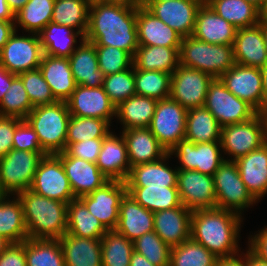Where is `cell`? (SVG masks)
<instances>
[{"label": "cell", "instance_id": "e575fe53", "mask_svg": "<svg viewBox=\"0 0 267 266\" xmlns=\"http://www.w3.org/2000/svg\"><path fill=\"white\" fill-rule=\"evenodd\" d=\"M158 100L146 96L134 95L116 106V116L123 129L149 127L155 113Z\"/></svg>", "mask_w": 267, "mask_h": 266}, {"label": "cell", "instance_id": "680465c9", "mask_svg": "<svg viewBox=\"0 0 267 266\" xmlns=\"http://www.w3.org/2000/svg\"><path fill=\"white\" fill-rule=\"evenodd\" d=\"M248 248L261 260L267 262V226L259 233L250 236Z\"/></svg>", "mask_w": 267, "mask_h": 266}, {"label": "cell", "instance_id": "6da1fadb", "mask_svg": "<svg viewBox=\"0 0 267 266\" xmlns=\"http://www.w3.org/2000/svg\"><path fill=\"white\" fill-rule=\"evenodd\" d=\"M137 9L92 0L85 39L95 46H111L126 51L132 58L138 48Z\"/></svg>", "mask_w": 267, "mask_h": 266}, {"label": "cell", "instance_id": "ab89813d", "mask_svg": "<svg viewBox=\"0 0 267 266\" xmlns=\"http://www.w3.org/2000/svg\"><path fill=\"white\" fill-rule=\"evenodd\" d=\"M127 194L153 213L182 205L177 187H127Z\"/></svg>", "mask_w": 267, "mask_h": 266}, {"label": "cell", "instance_id": "2e32d148", "mask_svg": "<svg viewBox=\"0 0 267 266\" xmlns=\"http://www.w3.org/2000/svg\"><path fill=\"white\" fill-rule=\"evenodd\" d=\"M177 189L181 204L190 209L216 208L213 176L196 170H178Z\"/></svg>", "mask_w": 267, "mask_h": 266}, {"label": "cell", "instance_id": "7a4b0ae2", "mask_svg": "<svg viewBox=\"0 0 267 266\" xmlns=\"http://www.w3.org/2000/svg\"><path fill=\"white\" fill-rule=\"evenodd\" d=\"M241 219L242 216L217 207L193 210L190 238L217 258L238 255L240 251L237 243L243 222Z\"/></svg>", "mask_w": 267, "mask_h": 266}, {"label": "cell", "instance_id": "003e7915", "mask_svg": "<svg viewBox=\"0 0 267 266\" xmlns=\"http://www.w3.org/2000/svg\"><path fill=\"white\" fill-rule=\"evenodd\" d=\"M130 266H156V265L150 263L143 255L137 253L136 251H133L130 258Z\"/></svg>", "mask_w": 267, "mask_h": 266}, {"label": "cell", "instance_id": "7c38bea8", "mask_svg": "<svg viewBox=\"0 0 267 266\" xmlns=\"http://www.w3.org/2000/svg\"><path fill=\"white\" fill-rule=\"evenodd\" d=\"M30 190L64 203L76 199L61 160L55 154L40 160Z\"/></svg>", "mask_w": 267, "mask_h": 266}, {"label": "cell", "instance_id": "89a4df30", "mask_svg": "<svg viewBox=\"0 0 267 266\" xmlns=\"http://www.w3.org/2000/svg\"><path fill=\"white\" fill-rule=\"evenodd\" d=\"M10 9L16 14L21 10L29 0H6Z\"/></svg>", "mask_w": 267, "mask_h": 266}, {"label": "cell", "instance_id": "c3c4849f", "mask_svg": "<svg viewBox=\"0 0 267 266\" xmlns=\"http://www.w3.org/2000/svg\"><path fill=\"white\" fill-rule=\"evenodd\" d=\"M33 108L21 78L14 75L10 88L0 100V116L25 119Z\"/></svg>", "mask_w": 267, "mask_h": 266}, {"label": "cell", "instance_id": "ac0fdd59", "mask_svg": "<svg viewBox=\"0 0 267 266\" xmlns=\"http://www.w3.org/2000/svg\"><path fill=\"white\" fill-rule=\"evenodd\" d=\"M204 0L143 2V6L182 37L192 36L198 9Z\"/></svg>", "mask_w": 267, "mask_h": 266}, {"label": "cell", "instance_id": "7402d4cb", "mask_svg": "<svg viewBox=\"0 0 267 266\" xmlns=\"http://www.w3.org/2000/svg\"><path fill=\"white\" fill-rule=\"evenodd\" d=\"M235 63L262 68L267 63V49L262 27L257 25L238 28L233 43Z\"/></svg>", "mask_w": 267, "mask_h": 266}, {"label": "cell", "instance_id": "4316f807", "mask_svg": "<svg viewBox=\"0 0 267 266\" xmlns=\"http://www.w3.org/2000/svg\"><path fill=\"white\" fill-rule=\"evenodd\" d=\"M80 40L68 58L75 82L85 87H102L105 74L99 69L95 45L85 38Z\"/></svg>", "mask_w": 267, "mask_h": 266}, {"label": "cell", "instance_id": "9f6ffc18", "mask_svg": "<svg viewBox=\"0 0 267 266\" xmlns=\"http://www.w3.org/2000/svg\"><path fill=\"white\" fill-rule=\"evenodd\" d=\"M20 120L17 117L0 116V158L13 149V136Z\"/></svg>", "mask_w": 267, "mask_h": 266}, {"label": "cell", "instance_id": "f5cc1de1", "mask_svg": "<svg viewBox=\"0 0 267 266\" xmlns=\"http://www.w3.org/2000/svg\"><path fill=\"white\" fill-rule=\"evenodd\" d=\"M98 66L105 76L122 72L133 65V58L126 52L111 46H95Z\"/></svg>", "mask_w": 267, "mask_h": 266}, {"label": "cell", "instance_id": "4fadbf2b", "mask_svg": "<svg viewBox=\"0 0 267 266\" xmlns=\"http://www.w3.org/2000/svg\"><path fill=\"white\" fill-rule=\"evenodd\" d=\"M43 54L38 34L18 36L15 30L0 50V64L18 75L39 68Z\"/></svg>", "mask_w": 267, "mask_h": 266}, {"label": "cell", "instance_id": "7bdbcfd3", "mask_svg": "<svg viewBox=\"0 0 267 266\" xmlns=\"http://www.w3.org/2000/svg\"><path fill=\"white\" fill-rule=\"evenodd\" d=\"M55 0H29L15 14V24L31 34H38L51 22Z\"/></svg>", "mask_w": 267, "mask_h": 266}, {"label": "cell", "instance_id": "8992f818", "mask_svg": "<svg viewBox=\"0 0 267 266\" xmlns=\"http://www.w3.org/2000/svg\"><path fill=\"white\" fill-rule=\"evenodd\" d=\"M267 142V113H257L253 118L221 127L220 143L231 161L257 150Z\"/></svg>", "mask_w": 267, "mask_h": 266}, {"label": "cell", "instance_id": "d6986e66", "mask_svg": "<svg viewBox=\"0 0 267 266\" xmlns=\"http://www.w3.org/2000/svg\"><path fill=\"white\" fill-rule=\"evenodd\" d=\"M66 102L70 115L73 116L100 118L109 123L116 116V106L103 87L77 85Z\"/></svg>", "mask_w": 267, "mask_h": 266}, {"label": "cell", "instance_id": "753ad0ef", "mask_svg": "<svg viewBox=\"0 0 267 266\" xmlns=\"http://www.w3.org/2000/svg\"><path fill=\"white\" fill-rule=\"evenodd\" d=\"M251 2L256 7H258L261 11L265 8V0H245Z\"/></svg>", "mask_w": 267, "mask_h": 266}, {"label": "cell", "instance_id": "f907efd6", "mask_svg": "<svg viewBox=\"0 0 267 266\" xmlns=\"http://www.w3.org/2000/svg\"><path fill=\"white\" fill-rule=\"evenodd\" d=\"M130 68L119 73L107 75L103 81L102 87L115 106L136 95L134 65Z\"/></svg>", "mask_w": 267, "mask_h": 266}, {"label": "cell", "instance_id": "9a60e30c", "mask_svg": "<svg viewBox=\"0 0 267 266\" xmlns=\"http://www.w3.org/2000/svg\"><path fill=\"white\" fill-rule=\"evenodd\" d=\"M126 193V182L109 180L101 188L79 199L107 230H111L117 226L120 202Z\"/></svg>", "mask_w": 267, "mask_h": 266}, {"label": "cell", "instance_id": "b9f144b4", "mask_svg": "<svg viewBox=\"0 0 267 266\" xmlns=\"http://www.w3.org/2000/svg\"><path fill=\"white\" fill-rule=\"evenodd\" d=\"M27 266H65L62 247L58 239L25 240Z\"/></svg>", "mask_w": 267, "mask_h": 266}, {"label": "cell", "instance_id": "be15d7a7", "mask_svg": "<svg viewBox=\"0 0 267 266\" xmlns=\"http://www.w3.org/2000/svg\"><path fill=\"white\" fill-rule=\"evenodd\" d=\"M0 21H15V14L6 0H0Z\"/></svg>", "mask_w": 267, "mask_h": 266}, {"label": "cell", "instance_id": "5bb4252c", "mask_svg": "<svg viewBox=\"0 0 267 266\" xmlns=\"http://www.w3.org/2000/svg\"><path fill=\"white\" fill-rule=\"evenodd\" d=\"M220 148V141L195 144L192 141L183 139L169 154H175L178 157L181 164V167H177L178 170H196L213 176L225 161Z\"/></svg>", "mask_w": 267, "mask_h": 266}, {"label": "cell", "instance_id": "8fae6325", "mask_svg": "<svg viewBox=\"0 0 267 266\" xmlns=\"http://www.w3.org/2000/svg\"><path fill=\"white\" fill-rule=\"evenodd\" d=\"M213 79L208 73L179 65L171 74L170 98L186 110L204 107Z\"/></svg>", "mask_w": 267, "mask_h": 266}, {"label": "cell", "instance_id": "ee69618b", "mask_svg": "<svg viewBox=\"0 0 267 266\" xmlns=\"http://www.w3.org/2000/svg\"><path fill=\"white\" fill-rule=\"evenodd\" d=\"M101 240L102 266H130L133 241L115 229L107 230Z\"/></svg>", "mask_w": 267, "mask_h": 266}, {"label": "cell", "instance_id": "cb8c5ba5", "mask_svg": "<svg viewBox=\"0 0 267 266\" xmlns=\"http://www.w3.org/2000/svg\"><path fill=\"white\" fill-rule=\"evenodd\" d=\"M236 31V27L204 2L198 9L192 36L210 44L233 45Z\"/></svg>", "mask_w": 267, "mask_h": 266}, {"label": "cell", "instance_id": "f1b7e54d", "mask_svg": "<svg viewBox=\"0 0 267 266\" xmlns=\"http://www.w3.org/2000/svg\"><path fill=\"white\" fill-rule=\"evenodd\" d=\"M115 230L131 241L154 231L153 212L145 209L127 193L122 198Z\"/></svg>", "mask_w": 267, "mask_h": 266}, {"label": "cell", "instance_id": "03108f58", "mask_svg": "<svg viewBox=\"0 0 267 266\" xmlns=\"http://www.w3.org/2000/svg\"><path fill=\"white\" fill-rule=\"evenodd\" d=\"M98 1L109 4L129 6L136 9L143 6V0H98Z\"/></svg>", "mask_w": 267, "mask_h": 266}, {"label": "cell", "instance_id": "d4e9b609", "mask_svg": "<svg viewBox=\"0 0 267 266\" xmlns=\"http://www.w3.org/2000/svg\"><path fill=\"white\" fill-rule=\"evenodd\" d=\"M96 165L109 180L126 181L131 165L122 135L117 137L113 132H110L103 138Z\"/></svg>", "mask_w": 267, "mask_h": 266}, {"label": "cell", "instance_id": "34e18365", "mask_svg": "<svg viewBox=\"0 0 267 266\" xmlns=\"http://www.w3.org/2000/svg\"><path fill=\"white\" fill-rule=\"evenodd\" d=\"M262 17L267 18V3L265 4V8L262 10Z\"/></svg>", "mask_w": 267, "mask_h": 266}, {"label": "cell", "instance_id": "8c879c8a", "mask_svg": "<svg viewBox=\"0 0 267 266\" xmlns=\"http://www.w3.org/2000/svg\"><path fill=\"white\" fill-rule=\"evenodd\" d=\"M11 243L4 237L0 236V254L3 253Z\"/></svg>", "mask_w": 267, "mask_h": 266}, {"label": "cell", "instance_id": "6f0895ef", "mask_svg": "<svg viewBox=\"0 0 267 266\" xmlns=\"http://www.w3.org/2000/svg\"><path fill=\"white\" fill-rule=\"evenodd\" d=\"M0 266H27L25 241L21 243H11L6 250L0 254Z\"/></svg>", "mask_w": 267, "mask_h": 266}, {"label": "cell", "instance_id": "681fc988", "mask_svg": "<svg viewBox=\"0 0 267 266\" xmlns=\"http://www.w3.org/2000/svg\"><path fill=\"white\" fill-rule=\"evenodd\" d=\"M134 251L156 266H169L171 247L155 231L143 234L133 241Z\"/></svg>", "mask_w": 267, "mask_h": 266}, {"label": "cell", "instance_id": "74e56055", "mask_svg": "<svg viewBox=\"0 0 267 266\" xmlns=\"http://www.w3.org/2000/svg\"><path fill=\"white\" fill-rule=\"evenodd\" d=\"M107 229L76 198L67 205V232L80 238L101 239Z\"/></svg>", "mask_w": 267, "mask_h": 266}, {"label": "cell", "instance_id": "484cf974", "mask_svg": "<svg viewBox=\"0 0 267 266\" xmlns=\"http://www.w3.org/2000/svg\"><path fill=\"white\" fill-rule=\"evenodd\" d=\"M247 191L258 202L267 194V142L235 160Z\"/></svg>", "mask_w": 267, "mask_h": 266}, {"label": "cell", "instance_id": "1f68e13d", "mask_svg": "<svg viewBox=\"0 0 267 266\" xmlns=\"http://www.w3.org/2000/svg\"><path fill=\"white\" fill-rule=\"evenodd\" d=\"M58 240L62 247L65 266H102L100 239L80 238L65 233Z\"/></svg>", "mask_w": 267, "mask_h": 266}, {"label": "cell", "instance_id": "9c48e42d", "mask_svg": "<svg viewBox=\"0 0 267 266\" xmlns=\"http://www.w3.org/2000/svg\"><path fill=\"white\" fill-rule=\"evenodd\" d=\"M204 107L214 115L221 127L245 122L258 113L246 101L231 93L220 78H214L210 83Z\"/></svg>", "mask_w": 267, "mask_h": 266}, {"label": "cell", "instance_id": "bcb514c9", "mask_svg": "<svg viewBox=\"0 0 267 266\" xmlns=\"http://www.w3.org/2000/svg\"><path fill=\"white\" fill-rule=\"evenodd\" d=\"M110 123L104 119L94 117L69 118L66 147L71 143H78L89 139H103L109 133Z\"/></svg>", "mask_w": 267, "mask_h": 266}, {"label": "cell", "instance_id": "f6af8a7d", "mask_svg": "<svg viewBox=\"0 0 267 266\" xmlns=\"http://www.w3.org/2000/svg\"><path fill=\"white\" fill-rule=\"evenodd\" d=\"M136 95L156 100L170 97L171 74L163 71H144L134 68Z\"/></svg>", "mask_w": 267, "mask_h": 266}, {"label": "cell", "instance_id": "2644e50d", "mask_svg": "<svg viewBox=\"0 0 267 266\" xmlns=\"http://www.w3.org/2000/svg\"><path fill=\"white\" fill-rule=\"evenodd\" d=\"M259 24L262 27V32L264 34V42H265L266 49H267V18H263L261 16V20H260V23Z\"/></svg>", "mask_w": 267, "mask_h": 266}, {"label": "cell", "instance_id": "6125c7cd", "mask_svg": "<svg viewBox=\"0 0 267 266\" xmlns=\"http://www.w3.org/2000/svg\"><path fill=\"white\" fill-rule=\"evenodd\" d=\"M242 253L232 257L218 258L216 266H246L245 254Z\"/></svg>", "mask_w": 267, "mask_h": 266}, {"label": "cell", "instance_id": "52a82bcc", "mask_svg": "<svg viewBox=\"0 0 267 266\" xmlns=\"http://www.w3.org/2000/svg\"><path fill=\"white\" fill-rule=\"evenodd\" d=\"M45 152L12 149L0 158V188L6 195H17L30 189L40 160Z\"/></svg>", "mask_w": 267, "mask_h": 266}, {"label": "cell", "instance_id": "11e5206c", "mask_svg": "<svg viewBox=\"0 0 267 266\" xmlns=\"http://www.w3.org/2000/svg\"><path fill=\"white\" fill-rule=\"evenodd\" d=\"M161 1H167V0H143V2H161Z\"/></svg>", "mask_w": 267, "mask_h": 266}, {"label": "cell", "instance_id": "d590c367", "mask_svg": "<svg viewBox=\"0 0 267 266\" xmlns=\"http://www.w3.org/2000/svg\"><path fill=\"white\" fill-rule=\"evenodd\" d=\"M205 2L237 29L260 23L262 11L251 2L245 0H205Z\"/></svg>", "mask_w": 267, "mask_h": 266}, {"label": "cell", "instance_id": "f546056e", "mask_svg": "<svg viewBox=\"0 0 267 266\" xmlns=\"http://www.w3.org/2000/svg\"><path fill=\"white\" fill-rule=\"evenodd\" d=\"M167 153L160 160L139 164L131 167L127 187H177L178 168L172 169L166 161L170 158Z\"/></svg>", "mask_w": 267, "mask_h": 266}, {"label": "cell", "instance_id": "3957f363", "mask_svg": "<svg viewBox=\"0 0 267 266\" xmlns=\"http://www.w3.org/2000/svg\"><path fill=\"white\" fill-rule=\"evenodd\" d=\"M28 238L60 239L67 232V205L27 189L19 192Z\"/></svg>", "mask_w": 267, "mask_h": 266}, {"label": "cell", "instance_id": "8d00e7d4", "mask_svg": "<svg viewBox=\"0 0 267 266\" xmlns=\"http://www.w3.org/2000/svg\"><path fill=\"white\" fill-rule=\"evenodd\" d=\"M7 197L10 195L0 200V236L10 243H21L28 239L23 205L18 195L12 201Z\"/></svg>", "mask_w": 267, "mask_h": 266}, {"label": "cell", "instance_id": "44dd1931", "mask_svg": "<svg viewBox=\"0 0 267 266\" xmlns=\"http://www.w3.org/2000/svg\"><path fill=\"white\" fill-rule=\"evenodd\" d=\"M192 211L183 205L153 213L154 231L171 248L190 239Z\"/></svg>", "mask_w": 267, "mask_h": 266}, {"label": "cell", "instance_id": "277c9868", "mask_svg": "<svg viewBox=\"0 0 267 266\" xmlns=\"http://www.w3.org/2000/svg\"><path fill=\"white\" fill-rule=\"evenodd\" d=\"M70 116L65 101L36 106L26 116L25 120L38 135L41 148L47 155L65 150Z\"/></svg>", "mask_w": 267, "mask_h": 266}, {"label": "cell", "instance_id": "11a10c76", "mask_svg": "<svg viewBox=\"0 0 267 266\" xmlns=\"http://www.w3.org/2000/svg\"><path fill=\"white\" fill-rule=\"evenodd\" d=\"M103 139H89L69 144L63 151L67 156H73L96 163L102 147Z\"/></svg>", "mask_w": 267, "mask_h": 266}, {"label": "cell", "instance_id": "f35d334b", "mask_svg": "<svg viewBox=\"0 0 267 266\" xmlns=\"http://www.w3.org/2000/svg\"><path fill=\"white\" fill-rule=\"evenodd\" d=\"M221 126L205 107L187 110L185 139L198 143L220 141Z\"/></svg>", "mask_w": 267, "mask_h": 266}, {"label": "cell", "instance_id": "7dc6e473", "mask_svg": "<svg viewBox=\"0 0 267 266\" xmlns=\"http://www.w3.org/2000/svg\"><path fill=\"white\" fill-rule=\"evenodd\" d=\"M218 258L191 238L171 248L169 266H216Z\"/></svg>", "mask_w": 267, "mask_h": 266}, {"label": "cell", "instance_id": "2a66077c", "mask_svg": "<svg viewBox=\"0 0 267 266\" xmlns=\"http://www.w3.org/2000/svg\"><path fill=\"white\" fill-rule=\"evenodd\" d=\"M6 194L1 190L0 188V200L5 196Z\"/></svg>", "mask_w": 267, "mask_h": 266}, {"label": "cell", "instance_id": "60d3db41", "mask_svg": "<svg viewBox=\"0 0 267 266\" xmlns=\"http://www.w3.org/2000/svg\"><path fill=\"white\" fill-rule=\"evenodd\" d=\"M91 0H55L51 22L66 25L85 37Z\"/></svg>", "mask_w": 267, "mask_h": 266}, {"label": "cell", "instance_id": "db71d44e", "mask_svg": "<svg viewBox=\"0 0 267 266\" xmlns=\"http://www.w3.org/2000/svg\"><path fill=\"white\" fill-rule=\"evenodd\" d=\"M13 149L44 152L41 148L38 135L25 119H21L16 124L13 136Z\"/></svg>", "mask_w": 267, "mask_h": 266}, {"label": "cell", "instance_id": "603a6c76", "mask_svg": "<svg viewBox=\"0 0 267 266\" xmlns=\"http://www.w3.org/2000/svg\"><path fill=\"white\" fill-rule=\"evenodd\" d=\"M136 27L138 45L181 46L183 37L144 6L137 8Z\"/></svg>", "mask_w": 267, "mask_h": 266}, {"label": "cell", "instance_id": "ba28073f", "mask_svg": "<svg viewBox=\"0 0 267 266\" xmlns=\"http://www.w3.org/2000/svg\"><path fill=\"white\" fill-rule=\"evenodd\" d=\"M216 190V207L241 216L243 209L256 204L241 180L235 161L225 159L213 175Z\"/></svg>", "mask_w": 267, "mask_h": 266}, {"label": "cell", "instance_id": "d6a6232c", "mask_svg": "<svg viewBox=\"0 0 267 266\" xmlns=\"http://www.w3.org/2000/svg\"><path fill=\"white\" fill-rule=\"evenodd\" d=\"M179 51L180 47L139 45L133 57L134 68L172 74L180 65Z\"/></svg>", "mask_w": 267, "mask_h": 266}, {"label": "cell", "instance_id": "a7ac6f4b", "mask_svg": "<svg viewBox=\"0 0 267 266\" xmlns=\"http://www.w3.org/2000/svg\"><path fill=\"white\" fill-rule=\"evenodd\" d=\"M264 94V113H267V63L261 68Z\"/></svg>", "mask_w": 267, "mask_h": 266}, {"label": "cell", "instance_id": "94428289", "mask_svg": "<svg viewBox=\"0 0 267 266\" xmlns=\"http://www.w3.org/2000/svg\"><path fill=\"white\" fill-rule=\"evenodd\" d=\"M15 74L10 73L0 64V100L11 86L12 78Z\"/></svg>", "mask_w": 267, "mask_h": 266}, {"label": "cell", "instance_id": "e7e4bbea", "mask_svg": "<svg viewBox=\"0 0 267 266\" xmlns=\"http://www.w3.org/2000/svg\"><path fill=\"white\" fill-rule=\"evenodd\" d=\"M245 261H246V266H267V262L261 260L250 249H248L245 253Z\"/></svg>", "mask_w": 267, "mask_h": 266}, {"label": "cell", "instance_id": "836d02e7", "mask_svg": "<svg viewBox=\"0 0 267 266\" xmlns=\"http://www.w3.org/2000/svg\"><path fill=\"white\" fill-rule=\"evenodd\" d=\"M82 34L69 26L59 25L57 23L49 22L44 29L38 33L39 41L45 55H52L55 57H66L70 55L77 48V37Z\"/></svg>", "mask_w": 267, "mask_h": 266}, {"label": "cell", "instance_id": "4dcf8cb0", "mask_svg": "<svg viewBox=\"0 0 267 266\" xmlns=\"http://www.w3.org/2000/svg\"><path fill=\"white\" fill-rule=\"evenodd\" d=\"M40 71L57 101H67L76 89L69 59L43 54Z\"/></svg>", "mask_w": 267, "mask_h": 266}, {"label": "cell", "instance_id": "816d5d0a", "mask_svg": "<svg viewBox=\"0 0 267 266\" xmlns=\"http://www.w3.org/2000/svg\"><path fill=\"white\" fill-rule=\"evenodd\" d=\"M33 107L57 102L39 68L18 74Z\"/></svg>", "mask_w": 267, "mask_h": 266}, {"label": "cell", "instance_id": "83f0119b", "mask_svg": "<svg viewBox=\"0 0 267 266\" xmlns=\"http://www.w3.org/2000/svg\"><path fill=\"white\" fill-rule=\"evenodd\" d=\"M131 167L160 160L168 152L160 145L149 127L122 130Z\"/></svg>", "mask_w": 267, "mask_h": 266}, {"label": "cell", "instance_id": "30bf717a", "mask_svg": "<svg viewBox=\"0 0 267 266\" xmlns=\"http://www.w3.org/2000/svg\"><path fill=\"white\" fill-rule=\"evenodd\" d=\"M186 114L187 110L170 97L157 102L149 129L168 153L185 139Z\"/></svg>", "mask_w": 267, "mask_h": 266}, {"label": "cell", "instance_id": "ffe728a7", "mask_svg": "<svg viewBox=\"0 0 267 266\" xmlns=\"http://www.w3.org/2000/svg\"><path fill=\"white\" fill-rule=\"evenodd\" d=\"M55 155L61 160L75 198L89 195L109 181L96 163L67 156L64 152Z\"/></svg>", "mask_w": 267, "mask_h": 266}, {"label": "cell", "instance_id": "e0dca14e", "mask_svg": "<svg viewBox=\"0 0 267 266\" xmlns=\"http://www.w3.org/2000/svg\"><path fill=\"white\" fill-rule=\"evenodd\" d=\"M219 78L236 97L246 101L258 113H264L261 68L235 64Z\"/></svg>", "mask_w": 267, "mask_h": 266}, {"label": "cell", "instance_id": "5b68a950", "mask_svg": "<svg viewBox=\"0 0 267 266\" xmlns=\"http://www.w3.org/2000/svg\"><path fill=\"white\" fill-rule=\"evenodd\" d=\"M179 58L181 66L203 71L214 78L236 64L233 45L210 44L193 36L182 38Z\"/></svg>", "mask_w": 267, "mask_h": 266}, {"label": "cell", "instance_id": "91938a15", "mask_svg": "<svg viewBox=\"0 0 267 266\" xmlns=\"http://www.w3.org/2000/svg\"><path fill=\"white\" fill-rule=\"evenodd\" d=\"M15 21H0V50L7 43L16 29Z\"/></svg>", "mask_w": 267, "mask_h": 266}]
</instances>
